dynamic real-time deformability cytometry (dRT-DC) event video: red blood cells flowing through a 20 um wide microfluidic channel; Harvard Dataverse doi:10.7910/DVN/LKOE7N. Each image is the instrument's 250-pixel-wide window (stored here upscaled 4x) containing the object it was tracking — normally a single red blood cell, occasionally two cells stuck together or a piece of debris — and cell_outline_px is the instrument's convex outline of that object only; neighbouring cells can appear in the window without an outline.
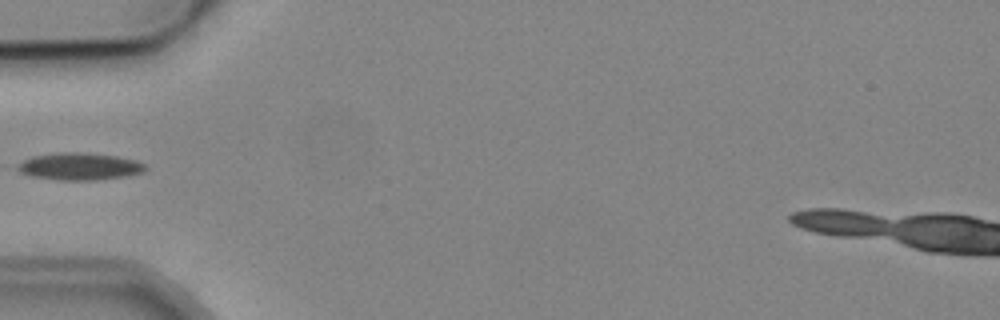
{"species": "common noctule bat (a hibernating species)", "species_latin": "Nyctalus noctula", "temperature_condition": "cold", "stored_images_in_passage": 6, "camera_frame_rate_fps": 3000, "um_per_image_px": 0.085, "animal": {"sex": "male", "body_mass_g": 19.2, "forearm_length_mm": 51.8}, "frame": {"image": 1, "passage_image": 5, "time_ms": 5.667, "image_size_px": [1000, 320], "cell_outline_px": [[148, 168], [144, 172], [128, 176], [96, 180], [60, 180], [32, 176], [20, 172], [16, 168], [24, 160], [32, 156], [60, 152], [80, 152], [116, 156], [136, 160], [144, 164]], "centroid_in_image_um": [6.8, 14.15], "position_along_channel_um": 78.2, "area_um2": 20.23}}